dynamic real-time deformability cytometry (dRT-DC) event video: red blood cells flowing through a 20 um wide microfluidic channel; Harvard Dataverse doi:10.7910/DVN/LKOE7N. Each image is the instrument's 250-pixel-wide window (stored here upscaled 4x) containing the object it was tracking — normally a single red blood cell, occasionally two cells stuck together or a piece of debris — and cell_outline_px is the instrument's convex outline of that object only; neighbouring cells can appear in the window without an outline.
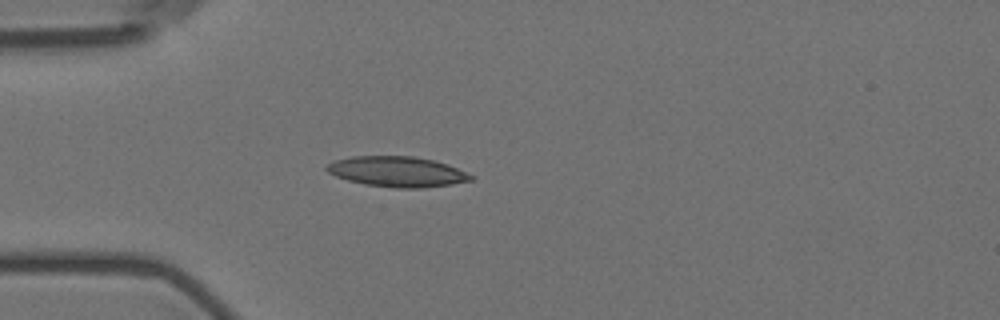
{"species": "Egyptian fruit bat (a non-hibernating species)", "species_latin": "Rousettus aegyptiacus", "temperature_condition": "room temperature", "stored_images_in_passage": 6, "camera_frame_rate_fps": 3000, "um_per_image_px": 0.085, "animal": {"sex": "female"}, "frame": {"image": 1, "passage_image": 5, "time_ms": 4.667, "image_size_px": [1000, 320], "cell_outline_px": [[476, 176], [472, 180], [452, 184], [424, 188], [396, 188], [364, 184], [348, 180], [336, 176], [328, 172], [324, 168], [328, 164], [336, 160], [352, 156], [412, 156], [432, 160], [448, 164]], "centroid_in_image_um": [33.79, 14.59], "position_along_channel_um": 51.2, "area_um2": 25.55}}